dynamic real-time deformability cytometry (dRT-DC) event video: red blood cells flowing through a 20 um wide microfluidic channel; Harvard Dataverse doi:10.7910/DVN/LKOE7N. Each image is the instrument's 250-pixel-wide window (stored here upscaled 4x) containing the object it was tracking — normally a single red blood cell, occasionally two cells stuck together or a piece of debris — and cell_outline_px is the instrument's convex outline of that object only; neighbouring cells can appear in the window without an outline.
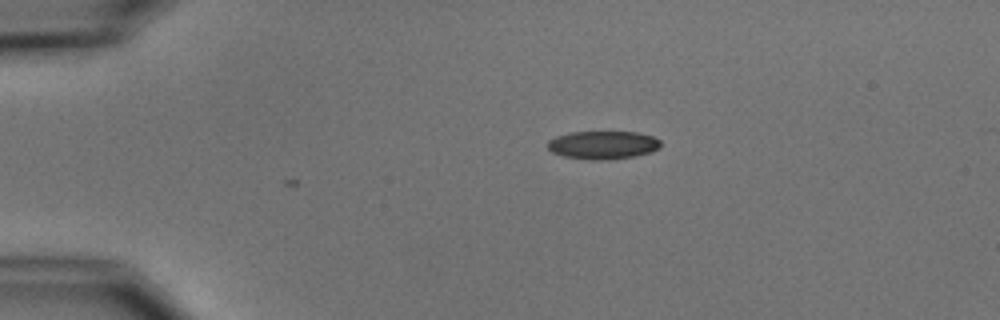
{"species": "common noctule bat (a hibernating species)", "species_latin": "Nyctalus noctula", "temperature_condition": "cold", "stored_images_in_passage": 2, "camera_frame_rate_fps": 3000, "um_per_image_px": 0.085, "animal": {"sex": "male", "body_mass_g": 15.6}, "frame": {"image": 1, "passage_image": 1, "time_ms": 0.0, "image_size_px": [1000, 320], "cell_outline_px": [[660, 148], [652, 152], [636, 156], [604, 160], [588, 160], [564, 156], [552, 152], [548, 148], [548, 140], [556, 136], [568, 132], [636, 132], [652, 136], [660, 140]], "centroid_in_image_um": [51.25, 12.33], "position_along_channel_um": 33.7, "area_um2": 18.67}}